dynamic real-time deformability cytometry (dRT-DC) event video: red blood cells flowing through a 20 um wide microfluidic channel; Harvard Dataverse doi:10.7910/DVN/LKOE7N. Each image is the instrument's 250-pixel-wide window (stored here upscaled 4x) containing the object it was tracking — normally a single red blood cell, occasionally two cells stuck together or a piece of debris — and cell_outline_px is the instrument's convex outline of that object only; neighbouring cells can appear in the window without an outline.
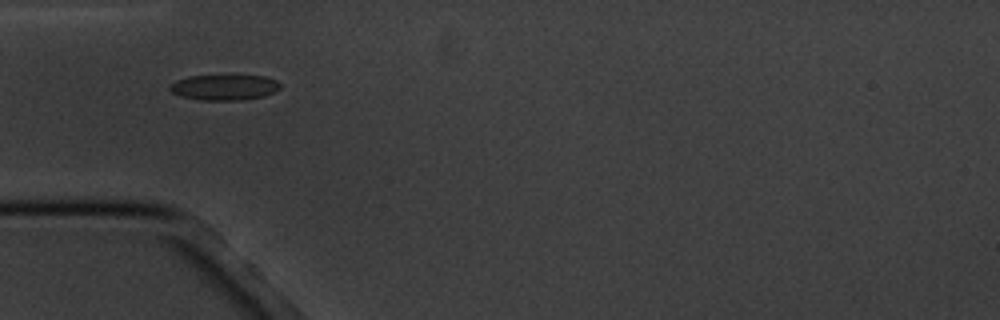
{"species": "common noctule bat (a hibernating species)", "species_latin": "Nyctalus noctula", "temperature_condition": "cold", "stored_images_in_passage": 11, "camera_frame_rate_fps": 3000, "um_per_image_px": 0.085, "animal": {"sex": "male", "body_mass_g": 20.1, "forearm_length_mm": 53.5}, "frame": {"image": 1, "passage_image": 1, "time_ms": 0.0, "image_size_px": [1000, 320], "cell_outline_px": [[280, 88], [264, 96], [244, 100], [200, 100], [180, 96], [172, 92], [168, 88], [176, 80], [188, 76], [228, 72], [264, 76], [276, 80], [280, 84]], "centroid_in_image_um": [19.07, 7.36], "position_along_channel_um": 65.9, "area_um2": 17.4}}
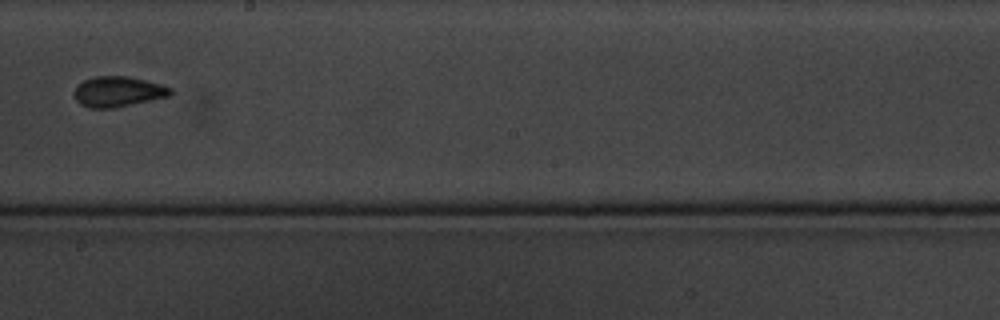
{"frame": {"image": 2, "passage_image": 5, "time_ms": 5.0, "image_size_px": [1000, 320], "cell_outline_px": [[172, 96], [116, 108], [92, 108], [80, 104], [76, 100], [72, 92], [76, 84], [84, 80], [96, 76], [128, 76], [164, 84], [172, 88]], "centroid_in_image_um": [10.05, 7.79], "position_along_channel_um": 238.1, "area_um2": 17.51}}
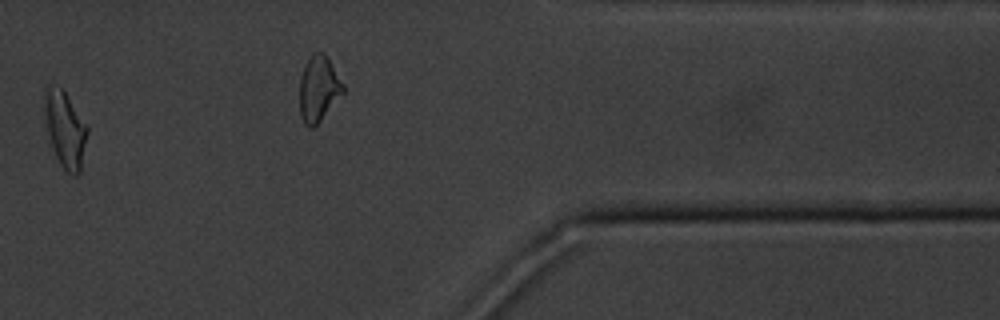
{"frame": {"image": 3, "passage_image": 9, "time_ms": 9.667, "image_size_px": [1000, 320], "cell_outline_px": [[88, 132], [80, 172], [76, 176], [72, 176], [60, 164], [56, 156], [48, 132], [44, 108], [44, 96], [48, 84], [52, 84], [60, 88], [64, 92], [88, 128]], "centroid_in_image_um": [5.54, 11.01], "position_along_channel_um": 405.9, "area_um2": 18.38}, "authors_computed_cell_mechanics": {"area_um2": 16.8776, "velocity_mm_per_s": 3.4313, "shape_relaxation_time_tau1_ms": 4.8426, "shape_relaxation_time_tau2_ms": null, "deformation_change_tau1": 0.0846, "deformation_change_tau2": null}}